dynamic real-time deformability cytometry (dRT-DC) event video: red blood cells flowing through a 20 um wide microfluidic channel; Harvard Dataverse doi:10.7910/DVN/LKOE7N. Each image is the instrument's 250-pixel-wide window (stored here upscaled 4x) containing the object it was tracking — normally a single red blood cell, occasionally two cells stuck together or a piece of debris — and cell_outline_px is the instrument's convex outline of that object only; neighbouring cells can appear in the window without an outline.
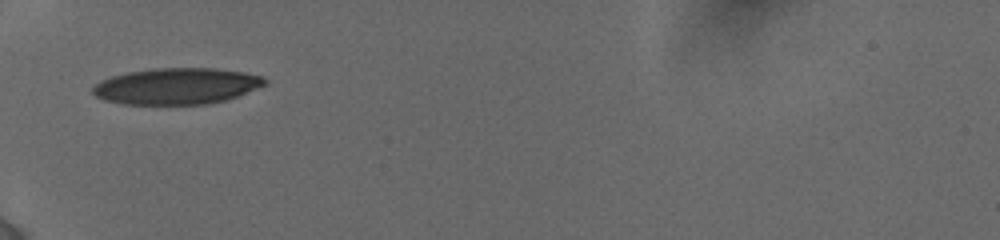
{"species": "human", "species_latin": "Homo sapiens", "temperature_condition": "cold", "stored_images_in_passage": 22, "camera_frame_rate_fps": 3000, "um_per_image_px": 0.085, "donor": {"sex": "female"}, "frame": {"image": 1, "passage_image": 1, "time_ms": 0.0, "image_size_px": [1000, 240], "cell_outline_px": [[268, 84], [228, 100], [208, 104], [124, 104], [104, 100], [96, 96], [92, 92], [92, 88], [100, 80], [112, 76], [128, 72], [152, 68], [216, 68], [244, 72], [264, 76], [268, 80]], "centroid_in_image_um": [15.06, 7.32], "position_along_channel_um": 69.9, "area_um2": 36.7}}
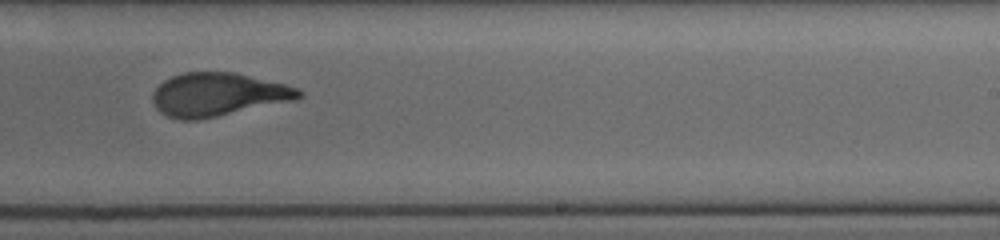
{"frame": {"image": 2, "passage_image": 12, "time_ms": 5.333, "image_size_px": [1000, 240], "cell_outline_px": [[304, 96], [296, 100], [196, 120], [180, 120], [168, 116], [160, 112], [156, 108], [152, 100], [152, 92], [164, 80], [172, 76], [184, 72], [232, 72], [284, 84], [300, 88], [304, 92]], "centroid_in_image_um": [18.53, 8.04], "position_along_channel_um": 270.5, "area_um2": 36.82}}
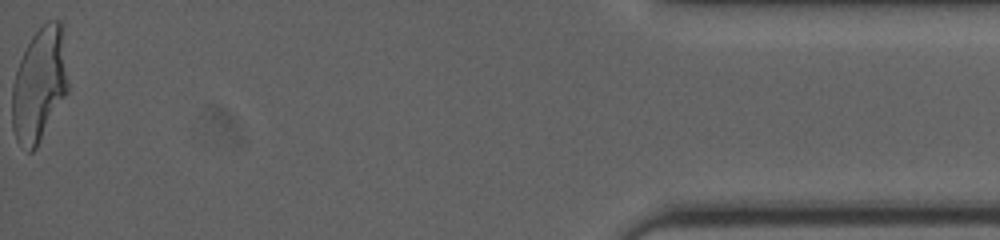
{"frame": {"image": 3, "passage_image": 22, "time_ms": 11.333, "image_size_px": [1000, 240], "cell_outline_px": [[68, 92], [36, 148], [32, 152], [28, 152], [16, 140], [12, 128], [12, 84], [20, 60], [32, 36], [48, 20], [60, 20], [68, 84]], "centroid_in_image_um": [3.32, 7.26], "position_along_channel_um": 431.9, "area_um2": 36.7}, "authors_computed_cell_mechanics": {"area_um2": 36.9342, "velocity_mm_per_s": 3.8752, "shape_relaxation_time_tau1_ms": 4.3008, "shape_relaxation_time_tau2_ms": 0.7752, "deformation_change_tau1": 0.2031, "deformation_change_tau2": 0.0892}}